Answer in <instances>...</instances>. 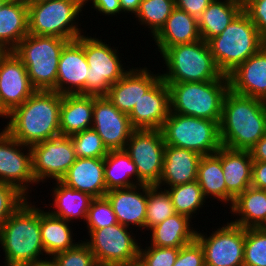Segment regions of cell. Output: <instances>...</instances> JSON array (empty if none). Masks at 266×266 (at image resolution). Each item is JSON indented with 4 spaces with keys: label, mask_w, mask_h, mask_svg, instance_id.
I'll return each mask as SVG.
<instances>
[{
    "label": "cell",
    "mask_w": 266,
    "mask_h": 266,
    "mask_svg": "<svg viewBox=\"0 0 266 266\" xmlns=\"http://www.w3.org/2000/svg\"><path fill=\"white\" fill-rule=\"evenodd\" d=\"M124 150L137 167L139 184L157 185L162 175L165 155L161 130L135 129Z\"/></svg>",
    "instance_id": "cell-12"
},
{
    "label": "cell",
    "mask_w": 266,
    "mask_h": 266,
    "mask_svg": "<svg viewBox=\"0 0 266 266\" xmlns=\"http://www.w3.org/2000/svg\"><path fill=\"white\" fill-rule=\"evenodd\" d=\"M229 88L266 101V44L228 75Z\"/></svg>",
    "instance_id": "cell-21"
},
{
    "label": "cell",
    "mask_w": 266,
    "mask_h": 266,
    "mask_svg": "<svg viewBox=\"0 0 266 266\" xmlns=\"http://www.w3.org/2000/svg\"><path fill=\"white\" fill-rule=\"evenodd\" d=\"M156 185H147V212L145 229L148 231L176 214L172 200L166 189Z\"/></svg>",
    "instance_id": "cell-37"
},
{
    "label": "cell",
    "mask_w": 266,
    "mask_h": 266,
    "mask_svg": "<svg viewBox=\"0 0 266 266\" xmlns=\"http://www.w3.org/2000/svg\"><path fill=\"white\" fill-rule=\"evenodd\" d=\"M221 166L227 192L236 199L251 186L253 159L248 150L221 147Z\"/></svg>",
    "instance_id": "cell-25"
},
{
    "label": "cell",
    "mask_w": 266,
    "mask_h": 266,
    "mask_svg": "<svg viewBox=\"0 0 266 266\" xmlns=\"http://www.w3.org/2000/svg\"><path fill=\"white\" fill-rule=\"evenodd\" d=\"M197 181L206 199L214 196V199L232 206L235 199L226 190L221 148L215 154L202 156L198 165Z\"/></svg>",
    "instance_id": "cell-30"
},
{
    "label": "cell",
    "mask_w": 266,
    "mask_h": 266,
    "mask_svg": "<svg viewBox=\"0 0 266 266\" xmlns=\"http://www.w3.org/2000/svg\"><path fill=\"white\" fill-rule=\"evenodd\" d=\"M10 113L4 108L1 99H0V117L9 118Z\"/></svg>",
    "instance_id": "cell-54"
},
{
    "label": "cell",
    "mask_w": 266,
    "mask_h": 266,
    "mask_svg": "<svg viewBox=\"0 0 266 266\" xmlns=\"http://www.w3.org/2000/svg\"><path fill=\"white\" fill-rule=\"evenodd\" d=\"M27 34V3L0 1V51H13Z\"/></svg>",
    "instance_id": "cell-27"
},
{
    "label": "cell",
    "mask_w": 266,
    "mask_h": 266,
    "mask_svg": "<svg viewBox=\"0 0 266 266\" xmlns=\"http://www.w3.org/2000/svg\"><path fill=\"white\" fill-rule=\"evenodd\" d=\"M92 128L108 150H124L135 130L127 114L119 111L106 96L95 95Z\"/></svg>",
    "instance_id": "cell-16"
},
{
    "label": "cell",
    "mask_w": 266,
    "mask_h": 266,
    "mask_svg": "<svg viewBox=\"0 0 266 266\" xmlns=\"http://www.w3.org/2000/svg\"><path fill=\"white\" fill-rule=\"evenodd\" d=\"M249 151L253 162H266V134Z\"/></svg>",
    "instance_id": "cell-50"
},
{
    "label": "cell",
    "mask_w": 266,
    "mask_h": 266,
    "mask_svg": "<svg viewBox=\"0 0 266 266\" xmlns=\"http://www.w3.org/2000/svg\"><path fill=\"white\" fill-rule=\"evenodd\" d=\"M132 175L133 179H137L132 180L130 178ZM104 180L107 191L129 188L139 184L137 167L125 150H109L104 158Z\"/></svg>",
    "instance_id": "cell-35"
},
{
    "label": "cell",
    "mask_w": 266,
    "mask_h": 266,
    "mask_svg": "<svg viewBox=\"0 0 266 266\" xmlns=\"http://www.w3.org/2000/svg\"><path fill=\"white\" fill-rule=\"evenodd\" d=\"M174 8V0H142L135 17L141 25L150 28L154 37L164 26Z\"/></svg>",
    "instance_id": "cell-38"
},
{
    "label": "cell",
    "mask_w": 266,
    "mask_h": 266,
    "mask_svg": "<svg viewBox=\"0 0 266 266\" xmlns=\"http://www.w3.org/2000/svg\"><path fill=\"white\" fill-rule=\"evenodd\" d=\"M160 130L165 145L189 149L202 156L215 154L222 147L217 121L170 112Z\"/></svg>",
    "instance_id": "cell-8"
},
{
    "label": "cell",
    "mask_w": 266,
    "mask_h": 266,
    "mask_svg": "<svg viewBox=\"0 0 266 266\" xmlns=\"http://www.w3.org/2000/svg\"><path fill=\"white\" fill-rule=\"evenodd\" d=\"M88 63L84 53V35L69 41L61 51L56 92L61 95H86Z\"/></svg>",
    "instance_id": "cell-18"
},
{
    "label": "cell",
    "mask_w": 266,
    "mask_h": 266,
    "mask_svg": "<svg viewBox=\"0 0 266 266\" xmlns=\"http://www.w3.org/2000/svg\"><path fill=\"white\" fill-rule=\"evenodd\" d=\"M77 158H105L109 150L93 128L70 136Z\"/></svg>",
    "instance_id": "cell-39"
},
{
    "label": "cell",
    "mask_w": 266,
    "mask_h": 266,
    "mask_svg": "<svg viewBox=\"0 0 266 266\" xmlns=\"http://www.w3.org/2000/svg\"><path fill=\"white\" fill-rule=\"evenodd\" d=\"M27 5L29 34L69 41L83 35L78 28V21H75L84 8V0H51Z\"/></svg>",
    "instance_id": "cell-9"
},
{
    "label": "cell",
    "mask_w": 266,
    "mask_h": 266,
    "mask_svg": "<svg viewBox=\"0 0 266 266\" xmlns=\"http://www.w3.org/2000/svg\"><path fill=\"white\" fill-rule=\"evenodd\" d=\"M117 223L116 215L106 197L91 200L86 218L87 229H100Z\"/></svg>",
    "instance_id": "cell-41"
},
{
    "label": "cell",
    "mask_w": 266,
    "mask_h": 266,
    "mask_svg": "<svg viewBox=\"0 0 266 266\" xmlns=\"http://www.w3.org/2000/svg\"><path fill=\"white\" fill-rule=\"evenodd\" d=\"M1 1H14V2L27 3L28 0H1Z\"/></svg>",
    "instance_id": "cell-57"
},
{
    "label": "cell",
    "mask_w": 266,
    "mask_h": 266,
    "mask_svg": "<svg viewBox=\"0 0 266 266\" xmlns=\"http://www.w3.org/2000/svg\"><path fill=\"white\" fill-rule=\"evenodd\" d=\"M28 198L16 187L0 182V229Z\"/></svg>",
    "instance_id": "cell-43"
},
{
    "label": "cell",
    "mask_w": 266,
    "mask_h": 266,
    "mask_svg": "<svg viewBox=\"0 0 266 266\" xmlns=\"http://www.w3.org/2000/svg\"><path fill=\"white\" fill-rule=\"evenodd\" d=\"M191 219L182 214H174L152 227L150 245L156 247L181 248L196 239V230L191 228Z\"/></svg>",
    "instance_id": "cell-29"
},
{
    "label": "cell",
    "mask_w": 266,
    "mask_h": 266,
    "mask_svg": "<svg viewBox=\"0 0 266 266\" xmlns=\"http://www.w3.org/2000/svg\"><path fill=\"white\" fill-rule=\"evenodd\" d=\"M30 203H23L0 229V247L5 252L3 266H28L42 260L40 255L45 252L40 234V209Z\"/></svg>",
    "instance_id": "cell-3"
},
{
    "label": "cell",
    "mask_w": 266,
    "mask_h": 266,
    "mask_svg": "<svg viewBox=\"0 0 266 266\" xmlns=\"http://www.w3.org/2000/svg\"><path fill=\"white\" fill-rule=\"evenodd\" d=\"M231 212L237 215L232 223L243 228H258L266 219V192L250 186L233 202ZM238 215L240 217H238Z\"/></svg>",
    "instance_id": "cell-33"
},
{
    "label": "cell",
    "mask_w": 266,
    "mask_h": 266,
    "mask_svg": "<svg viewBox=\"0 0 266 266\" xmlns=\"http://www.w3.org/2000/svg\"><path fill=\"white\" fill-rule=\"evenodd\" d=\"M53 189V205L55 211L49 212L59 218L70 222L74 219L86 221L89 206L93 199L89 194L67 187L60 181H56ZM54 211V212H53Z\"/></svg>",
    "instance_id": "cell-34"
},
{
    "label": "cell",
    "mask_w": 266,
    "mask_h": 266,
    "mask_svg": "<svg viewBox=\"0 0 266 266\" xmlns=\"http://www.w3.org/2000/svg\"><path fill=\"white\" fill-rule=\"evenodd\" d=\"M243 10L248 14L260 35L266 40V0H249L243 5Z\"/></svg>",
    "instance_id": "cell-46"
},
{
    "label": "cell",
    "mask_w": 266,
    "mask_h": 266,
    "mask_svg": "<svg viewBox=\"0 0 266 266\" xmlns=\"http://www.w3.org/2000/svg\"><path fill=\"white\" fill-rule=\"evenodd\" d=\"M48 256L46 257L45 260L37 261L34 264H30L28 266H57L55 261L50 257V259H47Z\"/></svg>",
    "instance_id": "cell-52"
},
{
    "label": "cell",
    "mask_w": 266,
    "mask_h": 266,
    "mask_svg": "<svg viewBox=\"0 0 266 266\" xmlns=\"http://www.w3.org/2000/svg\"><path fill=\"white\" fill-rule=\"evenodd\" d=\"M201 158L195 151L165 145L163 171L156 186L170 188L196 181Z\"/></svg>",
    "instance_id": "cell-24"
},
{
    "label": "cell",
    "mask_w": 266,
    "mask_h": 266,
    "mask_svg": "<svg viewBox=\"0 0 266 266\" xmlns=\"http://www.w3.org/2000/svg\"><path fill=\"white\" fill-rule=\"evenodd\" d=\"M261 231L266 233V219L262 222V224L258 227Z\"/></svg>",
    "instance_id": "cell-56"
},
{
    "label": "cell",
    "mask_w": 266,
    "mask_h": 266,
    "mask_svg": "<svg viewBox=\"0 0 266 266\" xmlns=\"http://www.w3.org/2000/svg\"><path fill=\"white\" fill-rule=\"evenodd\" d=\"M180 248L150 245L139 249V259L145 266H173Z\"/></svg>",
    "instance_id": "cell-44"
},
{
    "label": "cell",
    "mask_w": 266,
    "mask_h": 266,
    "mask_svg": "<svg viewBox=\"0 0 266 266\" xmlns=\"http://www.w3.org/2000/svg\"><path fill=\"white\" fill-rule=\"evenodd\" d=\"M153 39L160 54L168 47L199 41L198 19L175 7Z\"/></svg>",
    "instance_id": "cell-26"
},
{
    "label": "cell",
    "mask_w": 266,
    "mask_h": 266,
    "mask_svg": "<svg viewBox=\"0 0 266 266\" xmlns=\"http://www.w3.org/2000/svg\"><path fill=\"white\" fill-rule=\"evenodd\" d=\"M170 113V90L160 78L128 115L134 129L160 130Z\"/></svg>",
    "instance_id": "cell-19"
},
{
    "label": "cell",
    "mask_w": 266,
    "mask_h": 266,
    "mask_svg": "<svg viewBox=\"0 0 266 266\" xmlns=\"http://www.w3.org/2000/svg\"><path fill=\"white\" fill-rule=\"evenodd\" d=\"M46 1H51V0H28L27 4H36V3H42Z\"/></svg>",
    "instance_id": "cell-55"
},
{
    "label": "cell",
    "mask_w": 266,
    "mask_h": 266,
    "mask_svg": "<svg viewBox=\"0 0 266 266\" xmlns=\"http://www.w3.org/2000/svg\"><path fill=\"white\" fill-rule=\"evenodd\" d=\"M94 95H62L60 134L71 136L92 128Z\"/></svg>",
    "instance_id": "cell-28"
},
{
    "label": "cell",
    "mask_w": 266,
    "mask_h": 266,
    "mask_svg": "<svg viewBox=\"0 0 266 266\" xmlns=\"http://www.w3.org/2000/svg\"><path fill=\"white\" fill-rule=\"evenodd\" d=\"M128 229L130 231L129 227L119 223L100 229H87L90 240L84 242L94 254L96 263L118 266L138 259L142 246L138 245Z\"/></svg>",
    "instance_id": "cell-11"
},
{
    "label": "cell",
    "mask_w": 266,
    "mask_h": 266,
    "mask_svg": "<svg viewBox=\"0 0 266 266\" xmlns=\"http://www.w3.org/2000/svg\"><path fill=\"white\" fill-rule=\"evenodd\" d=\"M35 91L21 59L13 51H0V99L4 108L11 113Z\"/></svg>",
    "instance_id": "cell-17"
},
{
    "label": "cell",
    "mask_w": 266,
    "mask_h": 266,
    "mask_svg": "<svg viewBox=\"0 0 266 266\" xmlns=\"http://www.w3.org/2000/svg\"><path fill=\"white\" fill-rule=\"evenodd\" d=\"M142 189V192H140ZM110 202L117 221L123 226L136 225L145 228L147 212V184L129 188L113 189L105 194Z\"/></svg>",
    "instance_id": "cell-22"
},
{
    "label": "cell",
    "mask_w": 266,
    "mask_h": 266,
    "mask_svg": "<svg viewBox=\"0 0 266 266\" xmlns=\"http://www.w3.org/2000/svg\"><path fill=\"white\" fill-rule=\"evenodd\" d=\"M25 149L28 150L24 154ZM0 182L16 187L27 198L29 185L37 184L32 173L31 147L20 143L5 129L0 133Z\"/></svg>",
    "instance_id": "cell-15"
},
{
    "label": "cell",
    "mask_w": 266,
    "mask_h": 266,
    "mask_svg": "<svg viewBox=\"0 0 266 266\" xmlns=\"http://www.w3.org/2000/svg\"><path fill=\"white\" fill-rule=\"evenodd\" d=\"M243 10V5L234 0H213L198 18L200 37L205 42L221 34Z\"/></svg>",
    "instance_id": "cell-31"
},
{
    "label": "cell",
    "mask_w": 266,
    "mask_h": 266,
    "mask_svg": "<svg viewBox=\"0 0 266 266\" xmlns=\"http://www.w3.org/2000/svg\"><path fill=\"white\" fill-rule=\"evenodd\" d=\"M173 266H205L204 251L200 243L195 239L181 247Z\"/></svg>",
    "instance_id": "cell-45"
},
{
    "label": "cell",
    "mask_w": 266,
    "mask_h": 266,
    "mask_svg": "<svg viewBox=\"0 0 266 266\" xmlns=\"http://www.w3.org/2000/svg\"><path fill=\"white\" fill-rule=\"evenodd\" d=\"M219 127L222 146L249 151L266 134V101L229 89Z\"/></svg>",
    "instance_id": "cell-2"
},
{
    "label": "cell",
    "mask_w": 266,
    "mask_h": 266,
    "mask_svg": "<svg viewBox=\"0 0 266 266\" xmlns=\"http://www.w3.org/2000/svg\"><path fill=\"white\" fill-rule=\"evenodd\" d=\"M70 222L40 209V234L45 256L53 255L75 247ZM74 242V243H73Z\"/></svg>",
    "instance_id": "cell-32"
},
{
    "label": "cell",
    "mask_w": 266,
    "mask_h": 266,
    "mask_svg": "<svg viewBox=\"0 0 266 266\" xmlns=\"http://www.w3.org/2000/svg\"><path fill=\"white\" fill-rule=\"evenodd\" d=\"M170 90V112L217 121L229 88V78L207 82L166 83Z\"/></svg>",
    "instance_id": "cell-5"
},
{
    "label": "cell",
    "mask_w": 266,
    "mask_h": 266,
    "mask_svg": "<svg viewBox=\"0 0 266 266\" xmlns=\"http://www.w3.org/2000/svg\"><path fill=\"white\" fill-rule=\"evenodd\" d=\"M219 71L228 76L250 56L257 53L266 40L242 10L219 35L207 41Z\"/></svg>",
    "instance_id": "cell-4"
},
{
    "label": "cell",
    "mask_w": 266,
    "mask_h": 266,
    "mask_svg": "<svg viewBox=\"0 0 266 266\" xmlns=\"http://www.w3.org/2000/svg\"><path fill=\"white\" fill-rule=\"evenodd\" d=\"M213 0H174L175 7L198 19Z\"/></svg>",
    "instance_id": "cell-47"
},
{
    "label": "cell",
    "mask_w": 266,
    "mask_h": 266,
    "mask_svg": "<svg viewBox=\"0 0 266 266\" xmlns=\"http://www.w3.org/2000/svg\"><path fill=\"white\" fill-rule=\"evenodd\" d=\"M161 56L167 67L166 73L161 74L165 83L207 82L218 80L223 75L203 39L168 47Z\"/></svg>",
    "instance_id": "cell-6"
},
{
    "label": "cell",
    "mask_w": 266,
    "mask_h": 266,
    "mask_svg": "<svg viewBox=\"0 0 266 266\" xmlns=\"http://www.w3.org/2000/svg\"><path fill=\"white\" fill-rule=\"evenodd\" d=\"M32 173L36 183L51 178L60 181L76 161L70 136H57L31 146Z\"/></svg>",
    "instance_id": "cell-14"
},
{
    "label": "cell",
    "mask_w": 266,
    "mask_h": 266,
    "mask_svg": "<svg viewBox=\"0 0 266 266\" xmlns=\"http://www.w3.org/2000/svg\"><path fill=\"white\" fill-rule=\"evenodd\" d=\"M243 266H266V233L245 228Z\"/></svg>",
    "instance_id": "cell-40"
},
{
    "label": "cell",
    "mask_w": 266,
    "mask_h": 266,
    "mask_svg": "<svg viewBox=\"0 0 266 266\" xmlns=\"http://www.w3.org/2000/svg\"><path fill=\"white\" fill-rule=\"evenodd\" d=\"M69 40L27 34L13 50L21 59L36 90L56 91L61 51Z\"/></svg>",
    "instance_id": "cell-7"
},
{
    "label": "cell",
    "mask_w": 266,
    "mask_h": 266,
    "mask_svg": "<svg viewBox=\"0 0 266 266\" xmlns=\"http://www.w3.org/2000/svg\"><path fill=\"white\" fill-rule=\"evenodd\" d=\"M166 191L171 197L175 212L188 216L190 219L206 201L197 180L166 188Z\"/></svg>",
    "instance_id": "cell-36"
},
{
    "label": "cell",
    "mask_w": 266,
    "mask_h": 266,
    "mask_svg": "<svg viewBox=\"0 0 266 266\" xmlns=\"http://www.w3.org/2000/svg\"><path fill=\"white\" fill-rule=\"evenodd\" d=\"M142 0H120V6L122 9V12H131L136 14V12L139 9V5Z\"/></svg>",
    "instance_id": "cell-51"
},
{
    "label": "cell",
    "mask_w": 266,
    "mask_h": 266,
    "mask_svg": "<svg viewBox=\"0 0 266 266\" xmlns=\"http://www.w3.org/2000/svg\"><path fill=\"white\" fill-rule=\"evenodd\" d=\"M238 3H241L242 5H245L249 0H234Z\"/></svg>",
    "instance_id": "cell-58"
},
{
    "label": "cell",
    "mask_w": 266,
    "mask_h": 266,
    "mask_svg": "<svg viewBox=\"0 0 266 266\" xmlns=\"http://www.w3.org/2000/svg\"><path fill=\"white\" fill-rule=\"evenodd\" d=\"M128 71L115 84H112L105 95L122 113L129 115L141 97L161 78L147 67L127 69Z\"/></svg>",
    "instance_id": "cell-20"
},
{
    "label": "cell",
    "mask_w": 266,
    "mask_h": 266,
    "mask_svg": "<svg viewBox=\"0 0 266 266\" xmlns=\"http://www.w3.org/2000/svg\"><path fill=\"white\" fill-rule=\"evenodd\" d=\"M251 186L266 189V162H253Z\"/></svg>",
    "instance_id": "cell-49"
},
{
    "label": "cell",
    "mask_w": 266,
    "mask_h": 266,
    "mask_svg": "<svg viewBox=\"0 0 266 266\" xmlns=\"http://www.w3.org/2000/svg\"><path fill=\"white\" fill-rule=\"evenodd\" d=\"M118 266H145V265L138 258L137 260H134V261H131V262H128V263H125V264H121V265H118Z\"/></svg>",
    "instance_id": "cell-53"
},
{
    "label": "cell",
    "mask_w": 266,
    "mask_h": 266,
    "mask_svg": "<svg viewBox=\"0 0 266 266\" xmlns=\"http://www.w3.org/2000/svg\"><path fill=\"white\" fill-rule=\"evenodd\" d=\"M112 48L101 39L84 35V53L89 65L86 95L105 96L111 85L127 72L119 58L118 48Z\"/></svg>",
    "instance_id": "cell-10"
},
{
    "label": "cell",
    "mask_w": 266,
    "mask_h": 266,
    "mask_svg": "<svg viewBox=\"0 0 266 266\" xmlns=\"http://www.w3.org/2000/svg\"><path fill=\"white\" fill-rule=\"evenodd\" d=\"M207 236L196 232V240L204 251L205 266H243L245 228L227 222Z\"/></svg>",
    "instance_id": "cell-13"
},
{
    "label": "cell",
    "mask_w": 266,
    "mask_h": 266,
    "mask_svg": "<svg viewBox=\"0 0 266 266\" xmlns=\"http://www.w3.org/2000/svg\"><path fill=\"white\" fill-rule=\"evenodd\" d=\"M89 1L91 3L93 2L92 5H94V9H97V12L102 13L104 16H117V13L120 14L122 12L120 0H84V4H87Z\"/></svg>",
    "instance_id": "cell-48"
},
{
    "label": "cell",
    "mask_w": 266,
    "mask_h": 266,
    "mask_svg": "<svg viewBox=\"0 0 266 266\" xmlns=\"http://www.w3.org/2000/svg\"><path fill=\"white\" fill-rule=\"evenodd\" d=\"M60 182L92 198L105 197L104 158H77Z\"/></svg>",
    "instance_id": "cell-23"
},
{
    "label": "cell",
    "mask_w": 266,
    "mask_h": 266,
    "mask_svg": "<svg viewBox=\"0 0 266 266\" xmlns=\"http://www.w3.org/2000/svg\"><path fill=\"white\" fill-rule=\"evenodd\" d=\"M81 242L71 249L59 252L51 258L57 266H95L96 260L88 245Z\"/></svg>",
    "instance_id": "cell-42"
},
{
    "label": "cell",
    "mask_w": 266,
    "mask_h": 266,
    "mask_svg": "<svg viewBox=\"0 0 266 266\" xmlns=\"http://www.w3.org/2000/svg\"><path fill=\"white\" fill-rule=\"evenodd\" d=\"M62 95L56 91L36 90L9 115L4 129L20 143L32 146L60 136Z\"/></svg>",
    "instance_id": "cell-1"
},
{
    "label": "cell",
    "mask_w": 266,
    "mask_h": 266,
    "mask_svg": "<svg viewBox=\"0 0 266 266\" xmlns=\"http://www.w3.org/2000/svg\"><path fill=\"white\" fill-rule=\"evenodd\" d=\"M95 266H115V265H107V264H99V263H96Z\"/></svg>",
    "instance_id": "cell-59"
}]
</instances>
